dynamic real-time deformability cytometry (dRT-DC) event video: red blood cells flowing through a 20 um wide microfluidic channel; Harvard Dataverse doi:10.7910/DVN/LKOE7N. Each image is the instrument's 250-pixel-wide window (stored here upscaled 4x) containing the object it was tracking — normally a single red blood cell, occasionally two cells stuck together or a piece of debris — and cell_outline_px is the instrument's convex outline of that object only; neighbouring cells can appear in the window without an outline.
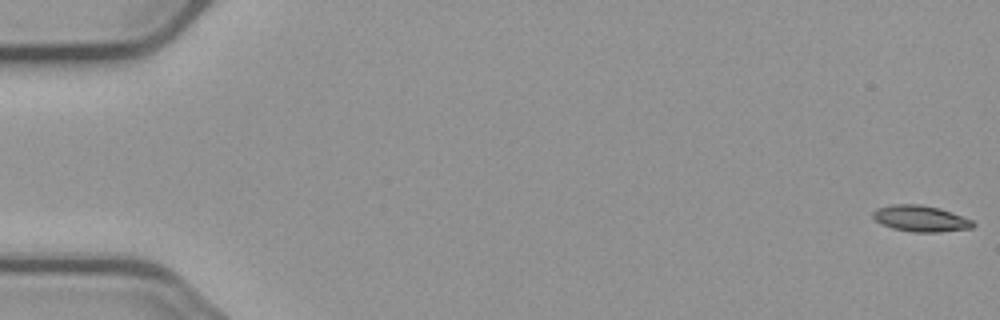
{"species": "common noctule bat (a hibernating species)", "species_latin": "Nyctalus noctula", "temperature_condition": "cold", "stored_images_in_passage": 5, "camera_frame_rate_fps": 3000, "um_per_image_px": 0.085, "animal": {"sex": "male", "body_mass_g": 23.1, "forearm_length_mm": 52.7}, "frame": {"image": 1, "passage_image": 1, "time_ms": 0.0, "image_size_px": [1000, 320], "cell_outline_px": [[976, 224], [972, 228], [940, 232], [912, 232], [892, 228], [880, 224], [872, 216], [872, 212], [876, 208], [892, 204], [920, 204], [940, 208], [952, 212], [972, 220]], "centroid_in_image_um": [78.24, 18.57], "position_along_channel_um": 6.8, "area_um2": 15.43}}
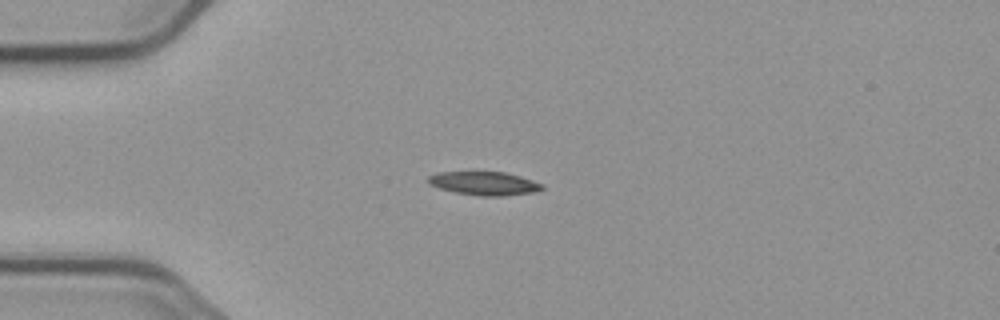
{"frame": {"image": 2, "passage_image": 5, "time_ms": 4.667, "image_size_px": [1000, 320], "cell_outline_px": [[544, 188], [536, 192], [504, 196], [480, 196], [456, 192], [440, 188], [428, 184], [428, 176], [440, 172], [504, 172], [520, 176], [544, 184]], "centroid_in_image_um": [41.2, 15.59], "position_along_channel_um": 43.8, "area_um2": 15.61}}